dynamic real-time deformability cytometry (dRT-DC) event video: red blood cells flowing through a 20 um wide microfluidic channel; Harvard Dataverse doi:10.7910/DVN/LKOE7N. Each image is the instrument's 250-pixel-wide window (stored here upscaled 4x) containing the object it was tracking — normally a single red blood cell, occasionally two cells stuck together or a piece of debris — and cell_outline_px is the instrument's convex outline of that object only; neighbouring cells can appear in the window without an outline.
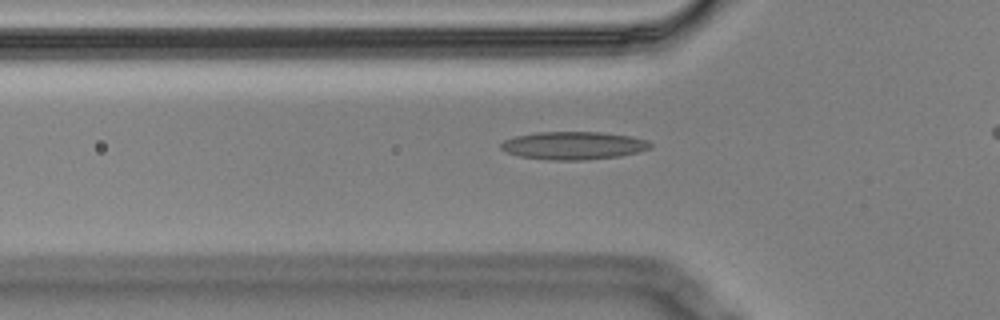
{"species": "Egyptian fruit bat (a non-hibernating species)", "species_latin": "Rousettus aegyptiacus", "temperature_condition": "cold", "stored_images_in_passage": 3, "segment_of_instrument_passage": [2, 2], "camera_frame_rate_fps": 3000, "um_per_image_px": 0.085, "animal": {"sex": "male"}, "frame": {"image": 1, "passage_image": 3, "time_ms": 0.667, "image_size_px": [1000, 320], "cell_outline_px": [[652, 148], [620, 156], [584, 160], [548, 160], [520, 156], [508, 152], [500, 148], [500, 144], [504, 140], [516, 136], [536, 132], [600, 132], [632, 136], [648, 140], [652, 144]], "centroid_in_image_um": [48.77, 12.37], "position_along_channel_um": 77.0, "area_um2": 24.33}}